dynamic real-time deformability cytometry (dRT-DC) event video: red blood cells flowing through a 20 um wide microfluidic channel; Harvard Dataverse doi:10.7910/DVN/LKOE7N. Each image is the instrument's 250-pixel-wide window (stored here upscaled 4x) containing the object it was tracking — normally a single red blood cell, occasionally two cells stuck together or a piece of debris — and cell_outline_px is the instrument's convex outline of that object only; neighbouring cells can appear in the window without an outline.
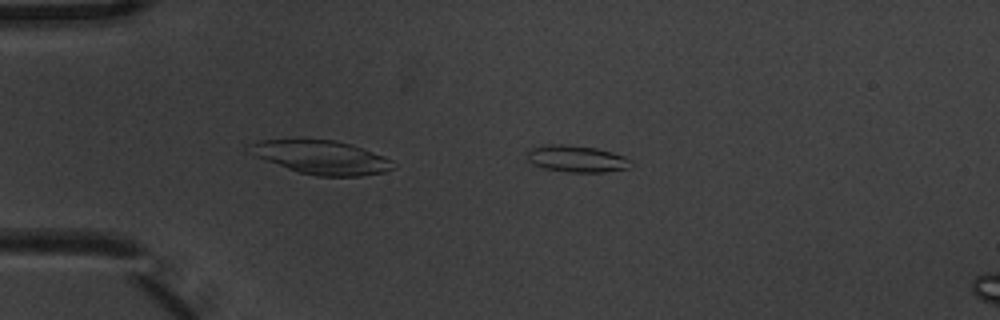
{"species": "common noctule bat (a hibernating species)", "species_latin": "Nyctalus noctula", "temperature_condition": "warm", "stored_images_in_passage": 4, "camera_frame_rate_fps": 3000, "um_per_image_px": 0.085, "animal": {"sex": "male", "body_mass_g": 20.1, "forearm_length_mm": 53.5}, "frame": {"image": 1, "passage_image": 4, "time_ms": 1.0, "image_size_px": [1000, 320], "cell_outline_px": [[632, 164], [628, 168], [604, 172], [568, 172], [544, 168], [532, 164], [528, 160], [528, 152], [532, 148], [544, 144], [560, 144], [596, 148], [612, 152], [624, 156], [632, 160]], "centroid_in_image_um": [49.03, 13.5], "position_along_channel_um": 36.0, "area_um2": 16.13}}